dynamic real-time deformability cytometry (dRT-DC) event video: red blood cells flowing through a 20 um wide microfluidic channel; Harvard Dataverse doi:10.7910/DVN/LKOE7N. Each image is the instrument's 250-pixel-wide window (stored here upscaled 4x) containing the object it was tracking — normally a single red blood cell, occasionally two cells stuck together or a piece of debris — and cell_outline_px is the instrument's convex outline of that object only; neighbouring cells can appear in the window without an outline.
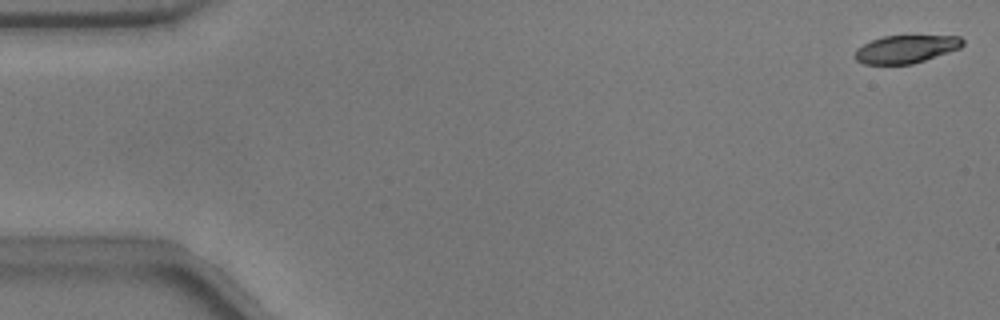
{"species": "common noctule bat (a hibernating species)", "species_latin": "Nyctalus noctula", "temperature_condition": "warm", "stored_images_in_passage": 53, "camera_frame_rate_fps": 3000, "um_per_image_px": 0.085, "animal": {"sex": "male", "body_mass_g": 17.9}, "frame": {"image": 1, "passage_image": 1, "time_ms": 0.0, "image_size_px": [1000, 320], "cell_outline_px": [[964, 44], [960, 48], [912, 64], [864, 64], [856, 60], [856, 48], [872, 40], [884, 36], [960, 36], [964, 40]], "centroid_in_image_um": [77.01, 4.17], "position_along_channel_um": 8.0, "area_um2": 17.28}}
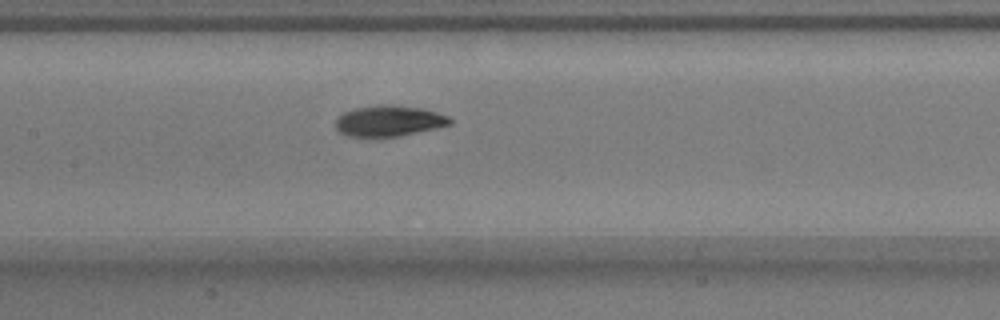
{"frame": {"image": 2, "passage_image": 25, "time_ms": 8.0, "image_size_px": [1000, 320], "cell_outline_px": [[452, 124], [436, 128], [400, 136], [344, 136], [336, 128], [336, 120], [344, 112], [356, 108], [380, 104], [392, 104], [420, 108], [436, 112], [448, 116], [452, 120]], "centroid_in_image_um": [33.07, 10.27], "position_along_channel_um": 174.3, "area_um2": 20.46}}
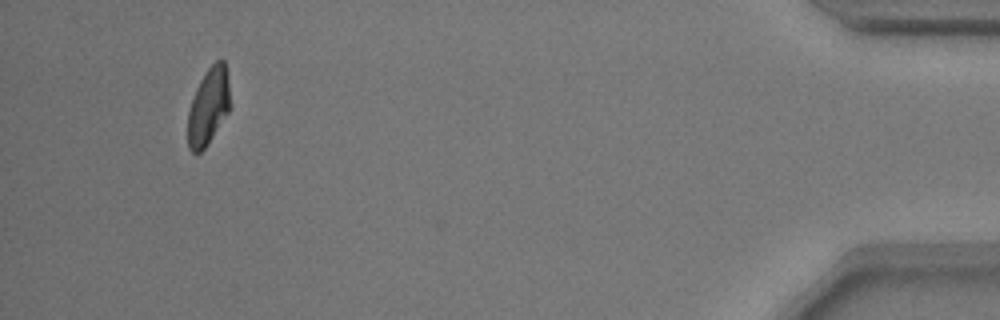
{"frame": {"image": 3, "passage_image": 50, "time_ms": 16.333, "image_size_px": [1000, 320], "cell_outline_px": [[232, 108], [204, 148], [200, 152], [192, 152], [188, 148], [188, 112], [196, 88], [200, 80], [208, 68], [216, 60], [224, 60], [228, 76], [232, 104]], "centroid_in_image_um": [17.75, 9.02], "position_along_channel_um": 417.4, "area_um2": 19.13}, "authors_computed_cell_mechanics": {"area_um2": 20.1144, "velocity_mm_per_s": 3.7891, "shape_relaxation_time_tau1_ms": 3.4204, "shape_relaxation_time_tau2_ms": 1.655, "deformation_change_tau1": 0.1687, "deformation_change_tau2": 0.0588}}